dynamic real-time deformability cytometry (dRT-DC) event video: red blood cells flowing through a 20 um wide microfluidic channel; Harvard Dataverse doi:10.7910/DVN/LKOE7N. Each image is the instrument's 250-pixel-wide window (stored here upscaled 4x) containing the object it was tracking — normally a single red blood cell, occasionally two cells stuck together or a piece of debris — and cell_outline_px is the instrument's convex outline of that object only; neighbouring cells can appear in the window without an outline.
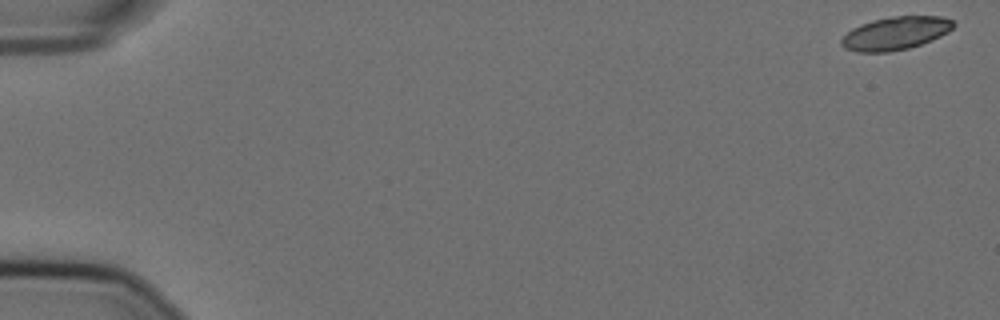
{"species": "Egyptian fruit bat (a non-hibernating species)", "species_latin": "Rousettus aegyptiacus", "temperature_condition": "cold", "stored_images_in_passage": 57, "camera_frame_rate_fps": 3000, "um_per_image_px": 0.085, "animal": {"sex": "female"}, "frame": {"image": 1, "passage_image": 1, "time_ms": 0.0, "image_size_px": [1000, 320], "cell_outline_px": [[956, 24], [948, 32], [932, 40], [908, 48], [888, 52], [856, 52], [844, 48], [840, 44], [840, 40], [852, 28], [860, 24], [872, 20], [892, 16], [944, 16], [952, 20]], "centroid_in_image_um": [76.11, 2.82], "position_along_channel_um": 8.9, "area_um2": 21.68}}
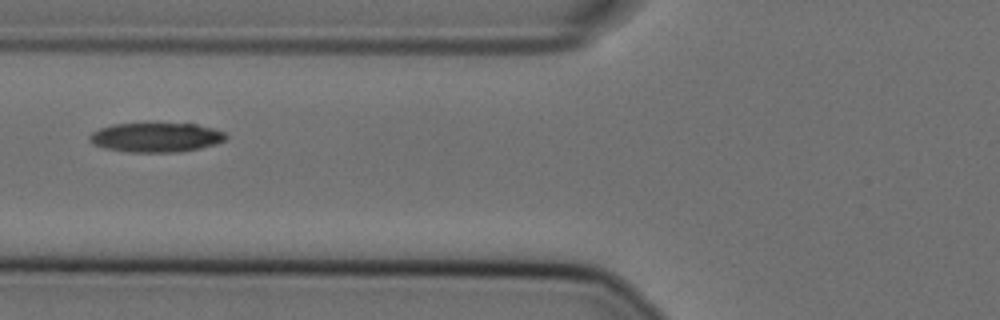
{"frame": {"image": 2, "passage_image": 23, "time_ms": 7.333, "image_size_px": [1000, 320], "cell_outline_px": [[228, 136], [224, 140], [216, 144], [200, 148], [176, 152], [128, 152], [108, 148], [92, 144], [88, 140], [88, 136], [92, 132], [100, 128], [112, 124], [196, 124], [212, 128], [224, 132]], "centroid_in_image_um": [13.25, 11.68], "position_along_channel_um": 112.6, "area_um2": 23.18}}
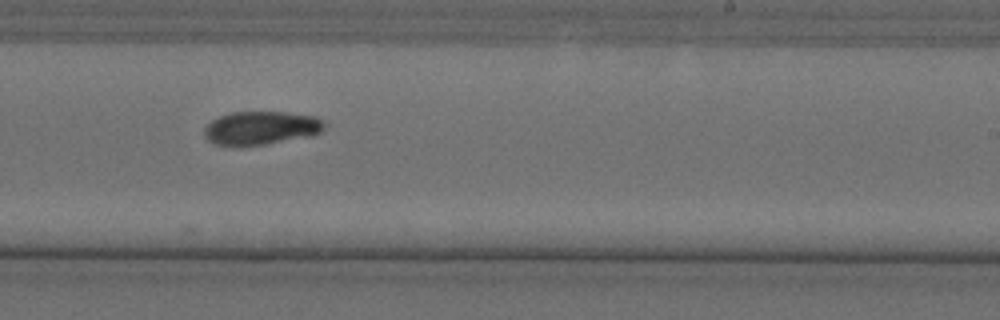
{"frame": {"image": 3, "passage_image": 36, "time_ms": 11.667, "image_size_px": [1000, 320], "cell_outline_px": [[324, 128], [320, 132], [312, 136], [264, 144], [236, 148], [232, 148], [216, 144], [208, 140], [204, 136], [204, 128], [212, 120], [220, 116], [232, 112], [288, 112], [316, 116], [324, 120]], "centroid_in_image_um": [22.17, 10.9], "position_along_channel_um": 266.8, "area_um2": 23.87}, "authors_computed_cell_mechanics": {"area_um2": 23.1778, "velocity_mm_per_s": 3.5682, "shape_relaxation_time_tau1_ms": 5.3568, "shape_relaxation_time_tau2_ms": null, "deformation_change_tau1": 0.125, "deformation_change_tau2": null}}